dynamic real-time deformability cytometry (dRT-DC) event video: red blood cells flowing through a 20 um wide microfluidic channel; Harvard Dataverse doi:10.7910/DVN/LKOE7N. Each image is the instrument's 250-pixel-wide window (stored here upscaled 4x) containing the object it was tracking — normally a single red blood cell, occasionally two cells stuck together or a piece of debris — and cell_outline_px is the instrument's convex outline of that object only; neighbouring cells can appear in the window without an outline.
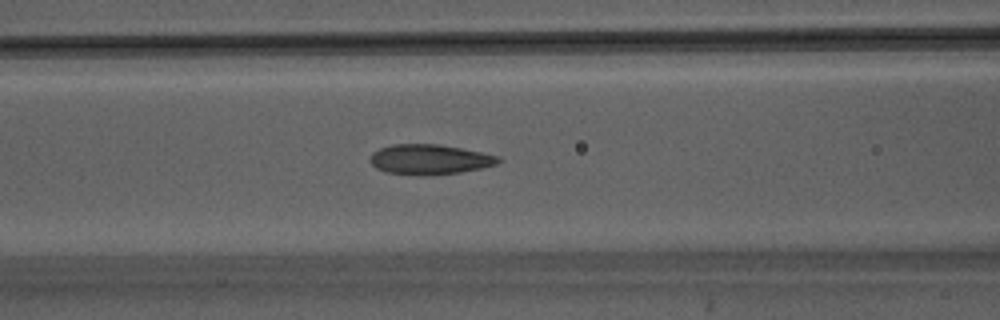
{"species": "Egyptian fruit bat (a non-hibernating species)", "species_latin": "Rousettus aegyptiacus", "temperature_condition": "warm", "stored_images_in_passage": 47, "camera_frame_rate_fps": 3000, "um_per_image_px": 0.085, "animal": {"sex": "male"}, "frame": {"image": 1, "passage_image": 20, "time_ms": 6.333, "image_size_px": [1000, 320], "cell_outline_px": [[500, 160], [496, 164], [480, 168], [460, 172], [428, 176], [416, 176], [384, 172], [376, 168], [368, 160], [372, 152], [380, 148], [392, 144], [440, 144], [500, 156]], "centroid_in_image_um": [36.45, 13.56], "position_along_channel_um": 130.1, "area_um2": 22.66}}
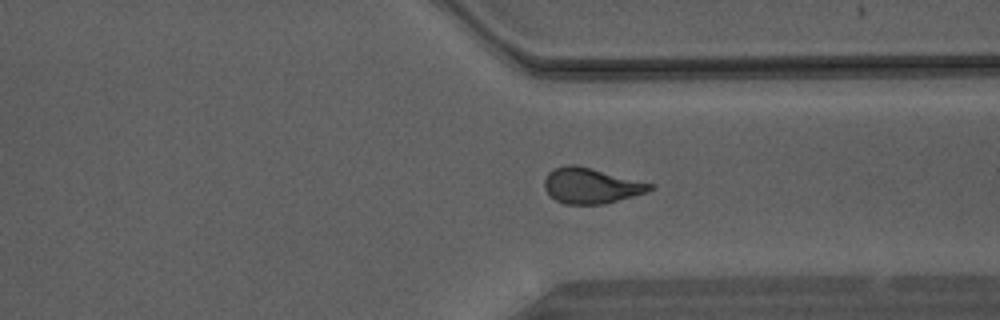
{"frame": {"image": 2, "passage_image": 35, "time_ms": 11.333, "image_size_px": [1000, 320], "cell_outline_px": [[652, 188], [648, 192], [604, 204], [564, 204], [556, 200], [544, 188], [544, 180], [548, 172], [556, 168], [568, 164], [576, 164], [652, 184]], "centroid_in_image_um": [50.21, 15.78], "position_along_channel_um": 361.2, "area_um2": 21.56}}
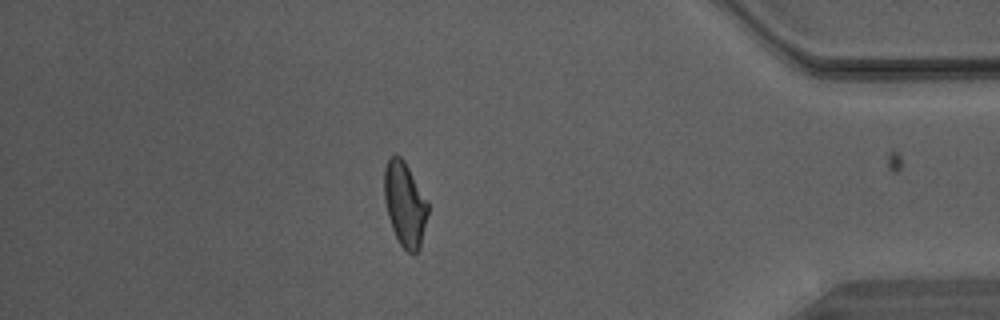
{"frame": {"image": 3, "passage_image": 40, "time_ms": 13.0, "image_size_px": [1000, 320], "cell_outline_px": [[428, 212], [420, 248], [412, 256], [400, 244], [392, 228], [388, 216], [384, 196], [384, 168], [388, 160], [392, 156], [400, 156], [404, 160], [428, 200]], "centroid_in_image_um": [34.42, 17.36], "position_along_channel_um": 400.8, "area_um2": 21.44}}